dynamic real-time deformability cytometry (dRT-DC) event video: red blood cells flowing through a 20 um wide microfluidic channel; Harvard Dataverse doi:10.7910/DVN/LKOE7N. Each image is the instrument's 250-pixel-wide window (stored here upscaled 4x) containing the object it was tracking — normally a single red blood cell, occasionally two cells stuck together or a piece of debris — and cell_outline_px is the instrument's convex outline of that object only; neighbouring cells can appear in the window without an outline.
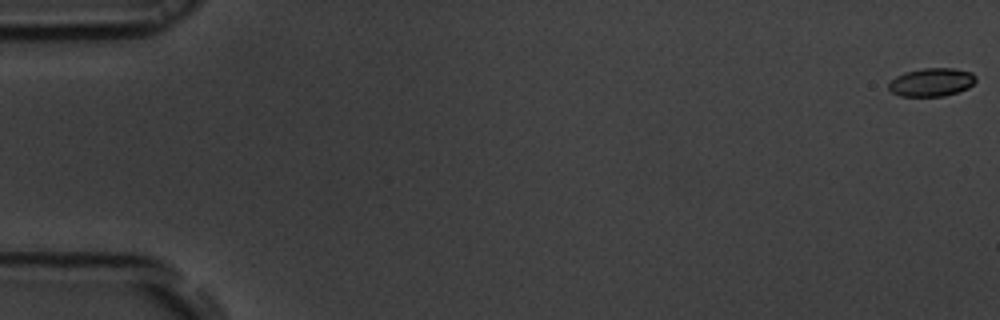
{"species": "common noctule bat (a hibernating species)", "species_latin": "Nyctalus noctula", "temperature_condition": "room temperature", "stored_images_in_passage": 16, "camera_frame_rate_fps": 3000, "um_per_image_px": 0.085, "animal": {"sex": "male", "body_mass_g": 19.5, "forearm_length_mm": 54.6}, "frame": {"image": 1, "passage_image": 1, "time_ms": 0.0, "image_size_px": [1000, 320], "cell_outline_px": [[976, 80], [968, 88], [944, 96], [900, 96], [892, 92], [888, 88], [888, 84], [896, 76], [904, 72], [924, 68], [952, 68], [972, 72], [976, 76]], "centroid_in_image_um": [79.18, 6.98], "position_along_channel_um": 5.8, "area_um2": 14.33}}
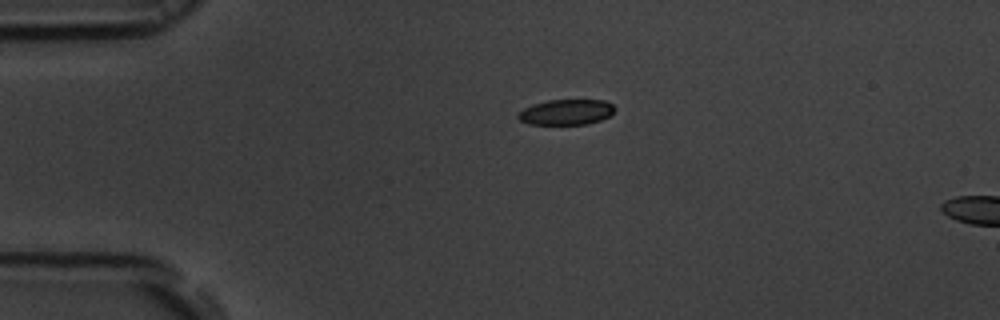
{"frame": {"image": 2, "passage_image": 13, "time_ms": 4.0, "image_size_px": [1000, 320], "cell_outline_px": [[616, 108], [608, 116], [600, 120], [588, 124], [528, 124], [520, 120], [516, 116], [524, 108], [532, 104], [548, 100], [604, 100], [612, 104]], "centroid_in_image_um": [48.12, 9.52], "position_along_channel_um": 36.9, "area_um2": 14.28}}